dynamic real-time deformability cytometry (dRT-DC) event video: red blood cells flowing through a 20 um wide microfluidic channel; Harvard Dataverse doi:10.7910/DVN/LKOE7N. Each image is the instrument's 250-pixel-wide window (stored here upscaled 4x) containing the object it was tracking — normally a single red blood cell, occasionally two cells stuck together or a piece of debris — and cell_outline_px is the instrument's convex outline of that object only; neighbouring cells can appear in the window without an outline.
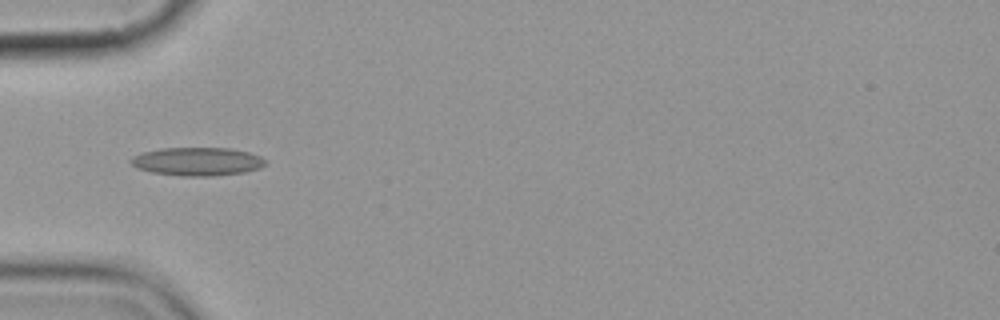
{"species": "common noctule bat (a hibernating species)", "species_latin": "Nyctalus noctula", "temperature_condition": "cold", "stored_images_in_passage": 10, "camera_frame_rate_fps": 3000, "um_per_image_px": 0.085, "animal": {"sex": "female", "body_mass_g": 19.9}, "frame": {"image": 1, "passage_image": 4, "time_ms": 4.333, "image_size_px": [1000, 320], "cell_outline_px": [[268, 164], [260, 168], [244, 172], [212, 176], [184, 176], [152, 172], [136, 168], [128, 160], [132, 156], [144, 152], [160, 148], [228, 148], [248, 152], [260, 156]], "centroid_in_image_um": [16.76, 13.73], "position_along_channel_um": 68.2, "area_um2": 22.2}}
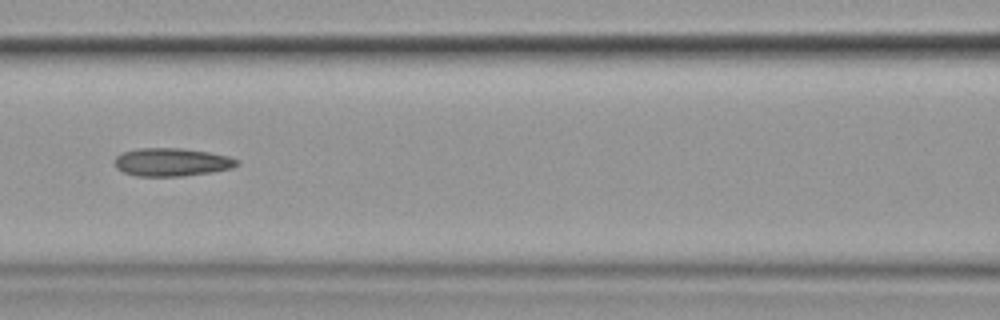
{"frame": {"image": 2, "passage_image": 6, "time_ms": 6.667, "image_size_px": [1000, 320], "cell_outline_px": [[240, 164], [232, 168], [212, 172], [184, 176], [136, 176], [124, 172], [116, 168], [116, 156], [124, 152], [140, 148], [180, 148], [208, 152], [228, 156], [240, 160]], "centroid_in_image_um": [14.64, 13.78], "position_along_channel_um": 152.0, "area_um2": 20.0}}
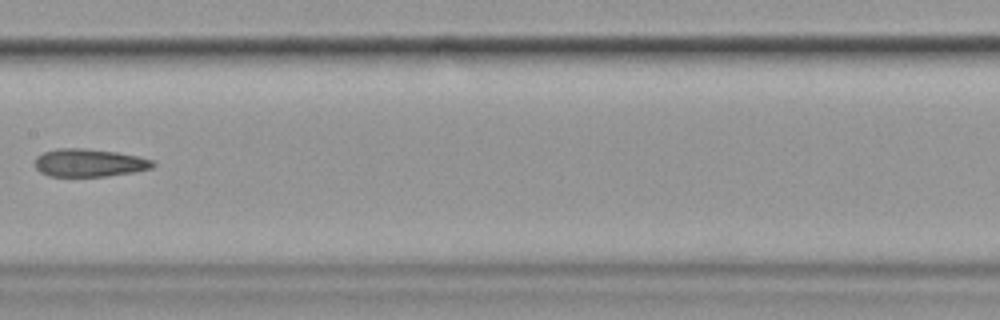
{"frame": {"image": 3, "passage_image": 7, "time_ms": 8.0, "image_size_px": [1000, 320], "cell_outline_px": [[156, 164], [152, 168], [132, 172], [108, 176], [48, 176], [40, 172], [36, 168], [36, 156], [44, 152], [56, 148], [84, 148], [116, 152], [136, 156], [152, 160]], "centroid_in_image_um": [7.56, 13.84], "position_along_channel_um": 199.8, "area_um2": 19.07}}